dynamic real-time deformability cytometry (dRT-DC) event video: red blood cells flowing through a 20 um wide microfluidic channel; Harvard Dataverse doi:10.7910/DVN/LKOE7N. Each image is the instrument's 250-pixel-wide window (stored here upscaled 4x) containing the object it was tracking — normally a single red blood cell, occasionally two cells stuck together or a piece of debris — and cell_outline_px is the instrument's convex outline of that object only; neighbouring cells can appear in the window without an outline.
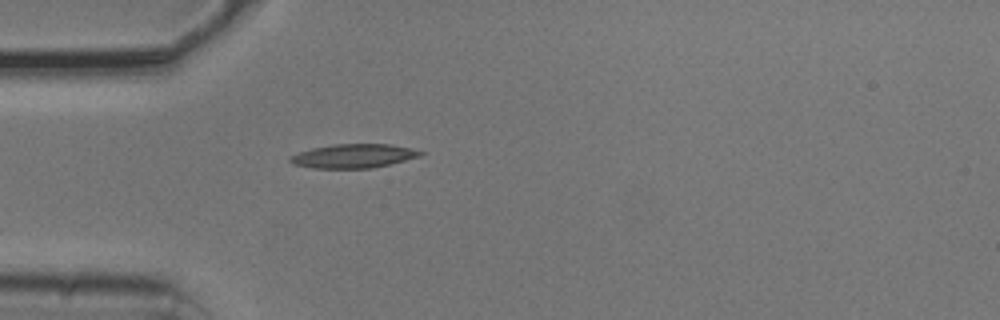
{"species": "common noctule bat (a hibernating species)", "species_latin": "Nyctalus noctula", "temperature_condition": "cold", "stored_images_in_passage": 11, "camera_frame_rate_fps": 3000, "um_per_image_px": 0.085, "animal": {"sex": "male", "body_mass_g": 20.5, "forearm_length_mm": 52.5}, "frame": {"image": 1, "passage_image": 1, "time_ms": 0.0, "image_size_px": [1000, 320], "cell_outline_px": [[424, 152], [420, 156], [372, 168], [312, 168], [292, 164], [288, 160], [292, 156], [300, 152], [312, 148], [332, 144], [392, 144], [412, 148]], "centroid_in_image_um": [30.04, 13.25], "position_along_channel_um": 55.0, "area_um2": 18.03}}
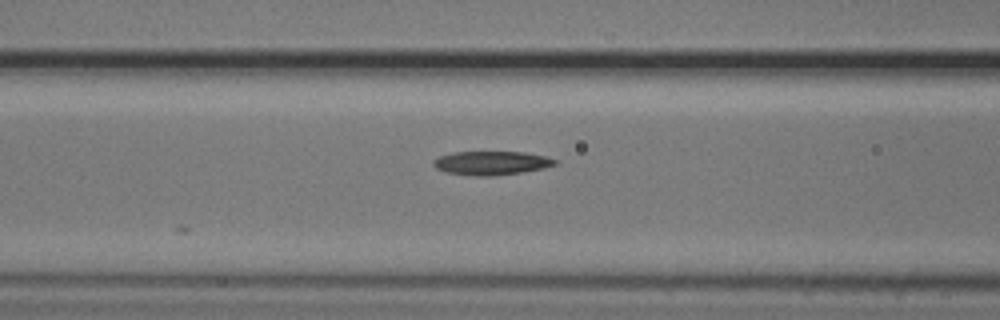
{"frame": {"image": 2, "passage_image": 7, "time_ms": 2.0, "image_size_px": [1000, 320], "cell_outline_px": [[556, 164], [544, 168], [496, 176], [472, 176], [444, 172], [436, 168], [432, 164], [432, 160], [440, 156], [452, 152], [524, 152], [544, 156], [556, 160]], "centroid_in_image_um": [41.71, 13.86], "position_along_channel_um": 124.9, "area_um2": 16.88}}
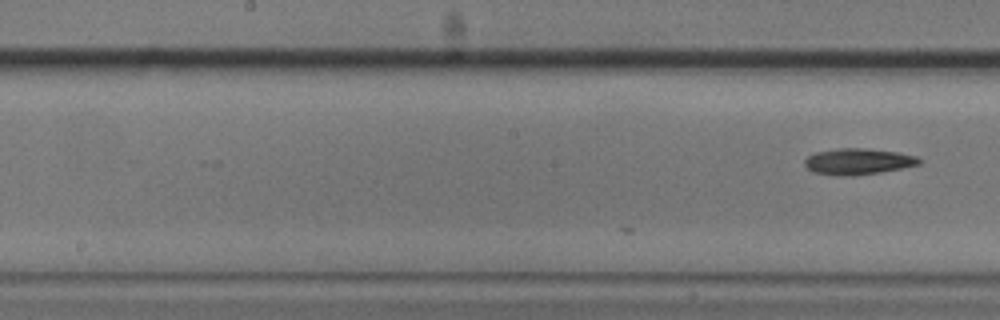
{"frame": {"image": 3, "passage_image": 11, "time_ms": 3.333, "image_size_px": [1000, 320], "cell_outline_px": [[924, 160], [920, 164], [880, 172], [856, 176], [832, 176], [812, 172], [804, 164], [804, 160], [808, 156], [816, 152], [840, 148], [868, 148], [896, 152], [916, 156]], "centroid_in_image_um": [72.92, 13.74], "position_along_channel_um": 175.3, "area_um2": 17.63}}